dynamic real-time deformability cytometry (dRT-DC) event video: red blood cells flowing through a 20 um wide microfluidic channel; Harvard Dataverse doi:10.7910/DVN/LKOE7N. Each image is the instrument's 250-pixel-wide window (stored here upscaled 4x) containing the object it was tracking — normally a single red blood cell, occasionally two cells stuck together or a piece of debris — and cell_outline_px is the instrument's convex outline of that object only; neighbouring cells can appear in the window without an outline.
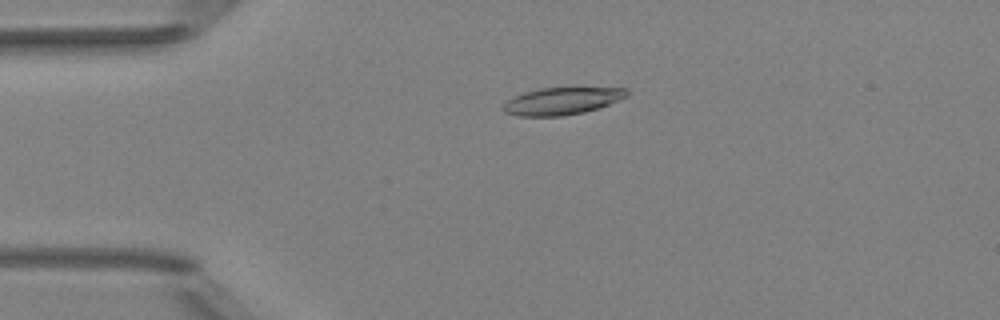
{"species": "Egyptian fruit bat (a non-hibernating species)", "species_latin": "Rousettus aegyptiacus", "temperature_condition": "room temperature", "stored_images_in_passage": 41, "camera_frame_rate_fps": 3000, "um_per_image_px": 0.085, "animal": {"sex": "female"}, "frame": {"image": 1, "passage_image": 2, "time_ms": 0.333, "image_size_px": [1000, 320], "cell_outline_px": [[628, 96], [608, 104], [584, 112], [560, 116], [520, 116], [504, 112], [504, 104], [512, 96], [524, 92], [540, 88], [628, 88]], "centroid_in_image_um": [47.75, 8.58], "position_along_channel_um": 37.3, "area_um2": 19.36}}
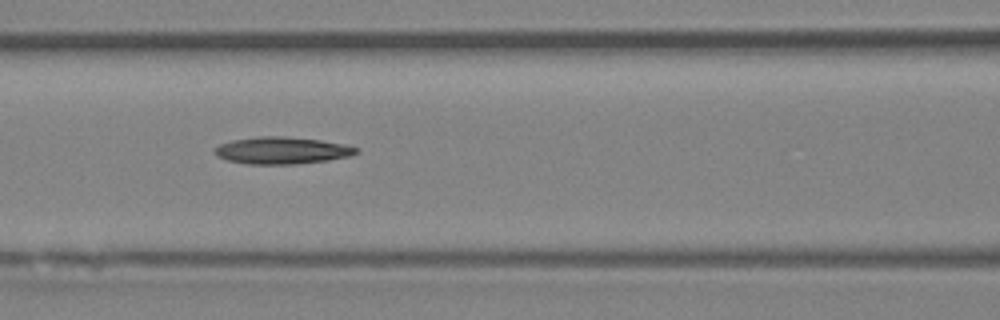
{"frame": {"image": 2, "passage_image": 12, "time_ms": 3.667, "image_size_px": [1000, 320], "cell_outline_px": [[360, 152], [352, 156], [328, 160], [296, 164], [248, 164], [228, 160], [216, 156], [212, 152], [220, 144], [232, 140], [256, 136], [284, 136], [320, 140], [344, 144], [360, 148]], "centroid_in_image_um": [23.99, 12.79], "position_along_channel_um": 142.6, "area_um2": 22.48}}
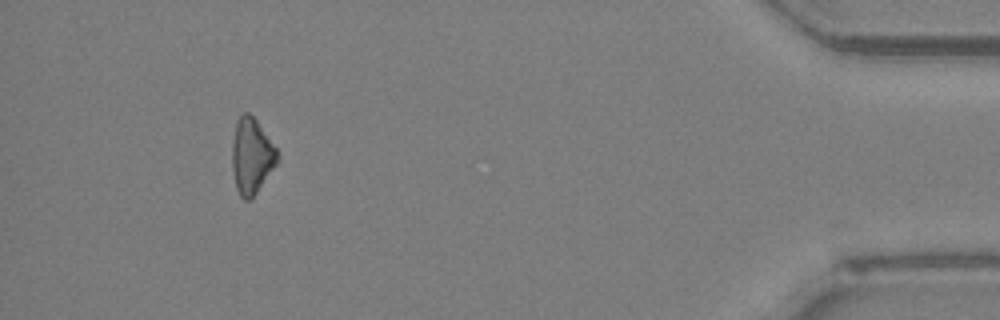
{"frame": {"image": 3, "passage_image": 37, "time_ms": 12.0, "image_size_px": [1000, 320], "cell_outline_px": [[280, 160], [252, 200], [244, 200], [240, 196], [236, 188], [232, 168], [232, 140], [236, 120], [244, 112], [248, 112], [256, 120], [280, 152]], "centroid_in_image_um": [21.41, 13.29], "position_along_channel_um": 413.8, "area_um2": 20.4}}